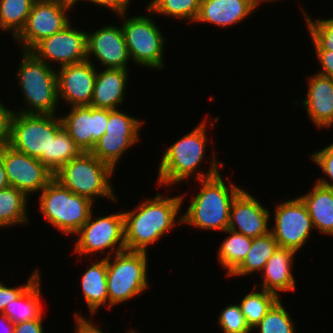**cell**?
Segmentation results:
<instances>
[{
	"instance_id": "6da1fadb",
	"label": "cell",
	"mask_w": 333,
	"mask_h": 333,
	"mask_svg": "<svg viewBox=\"0 0 333 333\" xmlns=\"http://www.w3.org/2000/svg\"><path fill=\"white\" fill-rule=\"evenodd\" d=\"M208 117V115L205 116L189 133L182 135L180 139L178 138L174 143L168 145L163 151V155L159 158V166H157L159 169H157L156 183L159 188L165 187L172 190V186L181 185L183 181L207 179L219 174L224 169L225 164L217 159L218 155H216L217 152L213 145V149H211L213 153L211 152L212 156L210 161L208 160L210 162L208 170L200 169V167H204L202 164L207 159L206 152L208 144H210L207 142L209 139L208 129L211 127L212 130L215 123L220 121V118L216 116L213 121L209 122Z\"/></svg>"
},
{
	"instance_id": "7a4b0ae2",
	"label": "cell",
	"mask_w": 333,
	"mask_h": 333,
	"mask_svg": "<svg viewBox=\"0 0 333 333\" xmlns=\"http://www.w3.org/2000/svg\"><path fill=\"white\" fill-rule=\"evenodd\" d=\"M189 191L176 196L157 192L153 197H145L129 211L124 210L126 250L148 253L149 246L157 244L175 227L182 225L181 208Z\"/></svg>"
},
{
	"instance_id": "3957f363",
	"label": "cell",
	"mask_w": 333,
	"mask_h": 333,
	"mask_svg": "<svg viewBox=\"0 0 333 333\" xmlns=\"http://www.w3.org/2000/svg\"><path fill=\"white\" fill-rule=\"evenodd\" d=\"M230 180L226 181L221 172L207 179L195 180L199 189L196 188L195 194L189 196V205L182 206L187 207L182 213V225L217 233L228 229L232 202L244 189Z\"/></svg>"
},
{
	"instance_id": "277c9868",
	"label": "cell",
	"mask_w": 333,
	"mask_h": 333,
	"mask_svg": "<svg viewBox=\"0 0 333 333\" xmlns=\"http://www.w3.org/2000/svg\"><path fill=\"white\" fill-rule=\"evenodd\" d=\"M20 57L22 58L14 77L18 81L24 103L22 108L14 111L23 114H58L61 103L58 98L56 69L38 59L31 51L21 50Z\"/></svg>"
},
{
	"instance_id": "5b68a950",
	"label": "cell",
	"mask_w": 333,
	"mask_h": 333,
	"mask_svg": "<svg viewBox=\"0 0 333 333\" xmlns=\"http://www.w3.org/2000/svg\"><path fill=\"white\" fill-rule=\"evenodd\" d=\"M114 173L115 170L109 164L100 161L91 152H82L61 166L53 178L74 194L87 197L94 203L99 198H107L116 204L119 199L111 182Z\"/></svg>"
},
{
	"instance_id": "8992f818",
	"label": "cell",
	"mask_w": 333,
	"mask_h": 333,
	"mask_svg": "<svg viewBox=\"0 0 333 333\" xmlns=\"http://www.w3.org/2000/svg\"><path fill=\"white\" fill-rule=\"evenodd\" d=\"M38 210L51 227L64 237L74 236L88 221L95 203L74 194L54 178L38 194Z\"/></svg>"
},
{
	"instance_id": "52a82bcc",
	"label": "cell",
	"mask_w": 333,
	"mask_h": 333,
	"mask_svg": "<svg viewBox=\"0 0 333 333\" xmlns=\"http://www.w3.org/2000/svg\"><path fill=\"white\" fill-rule=\"evenodd\" d=\"M145 14L147 15L138 13L128 17L130 14L125 12L117 16L118 19L120 18L118 23L123 22L120 25L130 59L133 61L132 65L160 71L166 67L164 52H166L167 39L162 33L163 30H160L157 25V21L154 20L155 14L147 6H145Z\"/></svg>"
},
{
	"instance_id": "ba28073f",
	"label": "cell",
	"mask_w": 333,
	"mask_h": 333,
	"mask_svg": "<svg viewBox=\"0 0 333 333\" xmlns=\"http://www.w3.org/2000/svg\"><path fill=\"white\" fill-rule=\"evenodd\" d=\"M148 257L147 252L123 250L107 258L109 310L149 290Z\"/></svg>"
},
{
	"instance_id": "9c48e42d",
	"label": "cell",
	"mask_w": 333,
	"mask_h": 333,
	"mask_svg": "<svg viewBox=\"0 0 333 333\" xmlns=\"http://www.w3.org/2000/svg\"><path fill=\"white\" fill-rule=\"evenodd\" d=\"M122 211L121 208V212L102 216H95L94 210L92 211L88 221L74 235L73 252L80 257L78 261H84L81 257L93 258L99 254L101 258H108L126 250Z\"/></svg>"
},
{
	"instance_id": "30bf717a",
	"label": "cell",
	"mask_w": 333,
	"mask_h": 333,
	"mask_svg": "<svg viewBox=\"0 0 333 333\" xmlns=\"http://www.w3.org/2000/svg\"><path fill=\"white\" fill-rule=\"evenodd\" d=\"M63 127L59 114L14 112L10 145L14 150L39 159L50 170L51 140Z\"/></svg>"
},
{
	"instance_id": "8fae6325",
	"label": "cell",
	"mask_w": 333,
	"mask_h": 333,
	"mask_svg": "<svg viewBox=\"0 0 333 333\" xmlns=\"http://www.w3.org/2000/svg\"><path fill=\"white\" fill-rule=\"evenodd\" d=\"M270 211L274 224L270 231L280 248H290L297 253L306 245L313 232V224L307 207L298 196L275 204ZM273 214V215H272Z\"/></svg>"
},
{
	"instance_id": "7c38bea8",
	"label": "cell",
	"mask_w": 333,
	"mask_h": 333,
	"mask_svg": "<svg viewBox=\"0 0 333 333\" xmlns=\"http://www.w3.org/2000/svg\"><path fill=\"white\" fill-rule=\"evenodd\" d=\"M75 4L67 0L34 1L26 24L14 38L19 49L30 51L42 39L63 30L72 21Z\"/></svg>"
},
{
	"instance_id": "4fadbf2b",
	"label": "cell",
	"mask_w": 333,
	"mask_h": 333,
	"mask_svg": "<svg viewBox=\"0 0 333 333\" xmlns=\"http://www.w3.org/2000/svg\"><path fill=\"white\" fill-rule=\"evenodd\" d=\"M30 51L55 69L84 62L87 60L86 31L71 21L60 32L42 39Z\"/></svg>"
},
{
	"instance_id": "5bb4252c",
	"label": "cell",
	"mask_w": 333,
	"mask_h": 333,
	"mask_svg": "<svg viewBox=\"0 0 333 333\" xmlns=\"http://www.w3.org/2000/svg\"><path fill=\"white\" fill-rule=\"evenodd\" d=\"M10 186L23 191L28 197L40 193L53 179L51 172L39 159L6 146L0 150Z\"/></svg>"
},
{
	"instance_id": "9a60e30c",
	"label": "cell",
	"mask_w": 333,
	"mask_h": 333,
	"mask_svg": "<svg viewBox=\"0 0 333 333\" xmlns=\"http://www.w3.org/2000/svg\"><path fill=\"white\" fill-rule=\"evenodd\" d=\"M93 30L86 32L87 60L96 67L98 64L94 61H97L100 68L130 69L131 59L122 27L103 24Z\"/></svg>"
},
{
	"instance_id": "2e32d148",
	"label": "cell",
	"mask_w": 333,
	"mask_h": 333,
	"mask_svg": "<svg viewBox=\"0 0 333 333\" xmlns=\"http://www.w3.org/2000/svg\"><path fill=\"white\" fill-rule=\"evenodd\" d=\"M68 108L66 115L60 113L63 128L82 152H91L96 142L106 132L108 109L91 106Z\"/></svg>"
},
{
	"instance_id": "e0dca14e",
	"label": "cell",
	"mask_w": 333,
	"mask_h": 333,
	"mask_svg": "<svg viewBox=\"0 0 333 333\" xmlns=\"http://www.w3.org/2000/svg\"><path fill=\"white\" fill-rule=\"evenodd\" d=\"M59 102L69 107L90 106L97 67L86 60L56 68Z\"/></svg>"
},
{
	"instance_id": "ac0fdd59",
	"label": "cell",
	"mask_w": 333,
	"mask_h": 333,
	"mask_svg": "<svg viewBox=\"0 0 333 333\" xmlns=\"http://www.w3.org/2000/svg\"><path fill=\"white\" fill-rule=\"evenodd\" d=\"M253 196L243 189L235 197L230 208L228 229L256 238L270 232L271 214L268 207Z\"/></svg>"
},
{
	"instance_id": "d6986e66",
	"label": "cell",
	"mask_w": 333,
	"mask_h": 333,
	"mask_svg": "<svg viewBox=\"0 0 333 333\" xmlns=\"http://www.w3.org/2000/svg\"><path fill=\"white\" fill-rule=\"evenodd\" d=\"M307 76V91L303 101L294 100L296 107L305 109L306 118L317 129H329L333 127V79L330 77L312 73ZM300 105V106H299Z\"/></svg>"
},
{
	"instance_id": "ffe728a7",
	"label": "cell",
	"mask_w": 333,
	"mask_h": 333,
	"mask_svg": "<svg viewBox=\"0 0 333 333\" xmlns=\"http://www.w3.org/2000/svg\"><path fill=\"white\" fill-rule=\"evenodd\" d=\"M258 8L250 0H201L194 23L225 29L251 17Z\"/></svg>"
},
{
	"instance_id": "44dd1931",
	"label": "cell",
	"mask_w": 333,
	"mask_h": 333,
	"mask_svg": "<svg viewBox=\"0 0 333 333\" xmlns=\"http://www.w3.org/2000/svg\"><path fill=\"white\" fill-rule=\"evenodd\" d=\"M297 252L290 248H278L268 259L261 274V283L254 286L276 294L295 292L297 282L292 273Z\"/></svg>"
},
{
	"instance_id": "7402d4cb",
	"label": "cell",
	"mask_w": 333,
	"mask_h": 333,
	"mask_svg": "<svg viewBox=\"0 0 333 333\" xmlns=\"http://www.w3.org/2000/svg\"><path fill=\"white\" fill-rule=\"evenodd\" d=\"M129 73V69L102 68L101 70L97 67L90 106L110 110L120 109L119 106L126 101L124 98L127 95Z\"/></svg>"
},
{
	"instance_id": "603a6c76",
	"label": "cell",
	"mask_w": 333,
	"mask_h": 333,
	"mask_svg": "<svg viewBox=\"0 0 333 333\" xmlns=\"http://www.w3.org/2000/svg\"><path fill=\"white\" fill-rule=\"evenodd\" d=\"M97 259L92 260L91 265L81 274L80 287L86 310L88 309L90 318L98 313V310L105 306L109 309V297L107 289V258L95 256ZM100 259V260H99Z\"/></svg>"
},
{
	"instance_id": "cb8c5ba5",
	"label": "cell",
	"mask_w": 333,
	"mask_h": 333,
	"mask_svg": "<svg viewBox=\"0 0 333 333\" xmlns=\"http://www.w3.org/2000/svg\"><path fill=\"white\" fill-rule=\"evenodd\" d=\"M299 197L307 207L315 232L333 237V188L314 181L309 191Z\"/></svg>"
},
{
	"instance_id": "d4e9b609",
	"label": "cell",
	"mask_w": 333,
	"mask_h": 333,
	"mask_svg": "<svg viewBox=\"0 0 333 333\" xmlns=\"http://www.w3.org/2000/svg\"><path fill=\"white\" fill-rule=\"evenodd\" d=\"M39 276L17 299L5 306L3 314L15 325L38 319L43 313L42 281Z\"/></svg>"
},
{
	"instance_id": "484cf974",
	"label": "cell",
	"mask_w": 333,
	"mask_h": 333,
	"mask_svg": "<svg viewBox=\"0 0 333 333\" xmlns=\"http://www.w3.org/2000/svg\"><path fill=\"white\" fill-rule=\"evenodd\" d=\"M29 200L23 191L12 186L0 190V230L29 223Z\"/></svg>"
},
{
	"instance_id": "4316f807",
	"label": "cell",
	"mask_w": 333,
	"mask_h": 333,
	"mask_svg": "<svg viewBox=\"0 0 333 333\" xmlns=\"http://www.w3.org/2000/svg\"><path fill=\"white\" fill-rule=\"evenodd\" d=\"M279 248L278 242L273 237L271 231L253 238L250 250L245 260L228 276L229 278H242L252 274H260L268 259Z\"/></svg>"
},
{
	"instance_id": "83f0119b",
	"label": "cell",
	"mask_w": 333,
	"mask_h": 333,
	"mask_svg": "<svg viewBox=\"0 0 333 333\" xmlns=\"http://www.w3.org/2000/svg\"><path fill=\"white\" fill-rule=\"evenodd\" d=\"M228 235L222 240L217 253L218 263L226 272L228 277L246 258L250 250L253 238L242 235L241 233L226 229Z\"/></svg>"
},
{
	"instance_id": "f1b7e54d",
	"label": "cell",
	"mask_w": 333,
	"mask_h": 333,
	"mask_svg": "<svg viewBox=\"0 0 333 333\" xmlns=\"http://www.w3.org/2000/svg\"><path fill=\"white\" fill-rule=\"evenodd\" d=\"M238 302L247 325L251 330L265 317L273 305L280 299L276 294L254 286Z\"/></svg>"
},
{
	"instance_id": "f546056e",
	"label": "cell",
	"mask_w": 333,
	"mask_h": 333,
	"mask_svg": "<svg viewBox=\"0 0 333 333\" xmlns=\"http://www.w3.org/2000/svg\"><path fill=\"white\" fill-rule=\"evenodd\" d=\"M34 0H0V31L13 40L24 28Z\"/></svg>"
},
{
	"instance_id": "4dcf8cb0",
	"label": "cell",
	"mask_w": 333,
	"mask_h": 333,
	"mask_svg": "<svg viewBox=\"0 0 333 333\" xmlns=\"http://www.w3.org/2000/svg\"><path fill=\"white\" fill-rule=\"evenodd\" d=\"M201 0H150L147 7L157 17L179 19L181 22L193 23L197 18ZM183 20V21H182Z\"/></svg>"
},
{
	"instance_id": "1f68e13d",
	"label": "cell",
	"mask_w": 333,
	"mask_h": 333,
	"mask_svg": "<svg viewBox=\"0 0 333 333\" xmlns=\"http://www.w3.org/2000/svg\"><path fill=\"white\" fill-rule=\"evenodd\" d=\"M141 141L140 138H115L106 137V134L96 142L91 153L100 161L109 164L115 171L121 158L124 159L125 153L134 148Z\"/></svg>"
},
{
	"instance_id": "d6a6232c",
	"label": "cell",
	"mask_w": 333,
	"mask_h": 333,
	"mask_svg": "<svg viewBox=\"0 0 333 333\" xmlns=\"http://www.w3.org/2000/svg\"><path fill=\"white\" fill-rule=\"evenodd\" d=\"M287 309L282 299H279L253 328L252 333H296V322L291 317L290 310Z\"/></svg>"
},
{
	"instance_id": "836d02e7",
	"label": "cell",
	"mask_w": 333,
	"mask_h": 333,
	"mask_svg": "<svg viewBox=\"0 0 333 333\" xmlns=\"http://www.w3.org/2000/svg\"><path fill=\"white\" fill-rule=\"evenodd\" d=\"M134 117L120 109H108V123L106 137L115 138H141V131L145 121Z\"/></svg>"
},
{
	"instance_id": "e575fe53",
	"label": "cell",
	"mask_w": 333,
	"mask_h": 333,
	"mask_svg": "<svg viewBox=\"0 0 333 333\" xmlns=\"http://www.w3.org/2000/svg\"><path fill=\"white\" fill-rule=\"evenodd\" d=\"M81 153V149L62 127L51 140L50 171L55 173L61 166L78 157Z\"/></svg>"
},
{
	"instance_id": "d590c367",
	"label": "cell",
	"mask_w": 333,
	"mask_h": 333,
	"mask_svg": "<svg viewBox=\"0 0 333 333\" xmlns=\"http://www.w3.org/2000/svg\"><path fill=\"white\" fill-rule=\"evenodd\" d=\"M300 5L304 21L309 33L323 49L333 51V17L315 19L309 16L303 6Z\"/></svg>"
},
{
	"instance_id": "8d00e7d4",
	"label": "cell",
	"mask_w": 333,
	"mask_h": 333,
	"mask_svg": "<svg viewBox=\"0 0 333 333\" xmlns=\"http://www.w3.org/2000/svg\"><path fill=\"white\" fill-rule=\"evenodd\" d=\"M217 317L218 327L223 333H252L238 303L227 305Z\"/></svg>"
},
{
	"instance_id": "74e56055",
	"label": "cell",
	"mask_w": 333,
	"mask_h": 333,
	"mask_svg": "<svg viewBox=\"0 0 333 333\" xmlns=\"http://www.w3.org/2000/svg\"><path fill=\"white\" fill-rule=\"evenodd\" d=\"M308 158L312 160V163L314 162L313 164L319 167V169L321 168V173L325 176L317 178L315 182L322 186L333 188V142L308 155Z\"/></svg>"
},
{
	"instance_id": "f35d334b",
	"label": "cell",
	"mask_w": 333,
	"mask_h": 333,
	"mask_svg": "<svg viewBox=\"0 0 333 333\" xmlns=\"http://www.w3.org/2000/svg\"><path fill=\"white\" fill-rule=\"evenodd\" d=\"M40 268L35 269L28 276L27 283L21 286L17 285L15 287H9L5 285L3 281L0 280V313L4 312L5 306L11 304L12 301L17 299L40 275Z\"/></svg>"
},
{
	"instance_id": "ab89813d",
	"label": "cell",
	"mask_w": 333,
	"mask_h": 333,
	"mask_svg": "<svg viewBox=\"0 0 333 333\" xmlns=\"http://www.w3.org/2000/svg\"><path fill=\"white\" fill-rule=\"evenodd\" d=\"M13 109L0 101V150L10 145L11 121L15 112Z\"/></svg>"
},
{
	"instance_id": "60d3db41",
	"label": "cell",
	"mask_w": 333,
	"mask_h": 333,
	"mask_svg": "<svg viewBox=\"0 0 333 333\" xmlns=\"http://www.w3.org/2000/svg\"><path fill=\"white\" fill-rule=\"evenodd\" d=\"M310 40L313 43L314 48L312 49L316 53V59L321 67L316 73L333 79V51L323 49L312 37Z\"/></svg>"
},
{
	"instance_id": "b9f144b4",
	"label": "cell",
	"mask_w": 333,
	"mask_h": 333,
	"mask_svg": "<svg viewBox=\"0 0 333 333\" xmlns=\"http://www.w3.org/2000/svg\"><path fill=\"white\" fill-rule=\"evenodd\" d=\"M84 1L86 3H91L93 5H98L95 7H104V9H108L110 10L109 12L112 11V13H114V16H118L119 14H123L125 12H129L130 10V5L132 4V0H78L75 3V6H77V4H81L80 2ZM79 2V3H78Z\"/></svg>"
},
{
	"instance_id": "7bdbcfd3",
	"label": "cell",
	"mask_w": 333,
	"mask_h": 333,
	"mask_svg": "<svg viewBox=\"0 0 333 333\" xmlns=\"http://www.w3.org/2000/svg\"><path fill=\"white\" fill-rule=\"evenodd\" d=\"M73 317L75 322V333H109V331H102V329L99 328V325L94 323L93 320L95 319V317L93 316L91 319H89L88 317H85L83 313L81 314L80 312H75Z\"/></svg>"
},
{
	"instance_id": "ee69618b",
	"label": "cell",
	"mask_w": 333,
	"mask_h": 333,
	"mask_svg": "<svg viewBox=\"0 0 333 333\" xmlns=\"http://www.w3.org/2000/svg\"><path fill=\"white\" fill-rule=\"evenodd\" d=\"M43 313L38 319L17 323L14 325V333H45L46 328L43 324Z\"/></svg>"
},
{
	"instance_id": "f6af8a7d",
	"label": "cell",
	"mask_w": 333,
	"mask_h": 333,
	"mask_svg": "<svg viewBox=\"0 0 333 333\" xmlns=\"http://www.w3.org/2000/svg\"><path fill=\"white\" fill-rule=\"evenodd\" d=\"M0 333H14V324L3 313H0Z\"/></svg>"
},
{
	"instance_id": "bcb514c9",
	"label": "cell",
	"mask_w": 333,
	"mask_h": 333,
	"mask_svg": "<svg viewBox=\"0 0 333 333\" xmlns=\"http://www.w3.org/2000/svg\"><path fill=\"white\" fill-rule=\"evenodd\" d=\"M9 183L7 180L6 172L4 169L3 161L0 157V190L9 187Z\"/></svg>"
},
{
	"instance_id": "7dc6e473",
	"label": "cell",
	"mask_w": 333,
	"mask_h": 333,
	"mask_svg": "<svg viewBox=\"0 0 333 333\" xmlns=\"http://www.w3.org/2000/svg\"><path fill=\"white\" fill-rule=\"evenodd\" d=\"M258 9L260 5H264V3H274V2H279L280 0H250ZM282 1V0H281Z\"/></svg>"
},
{
	"instance_id": "c3c4849f",
	"label": "cell",
	"mask_w": 333,
	"mask_h": 333,
	"mask_svg": "<svg viewBox=\"0 0 333 333\" xmlns=\"http://www.w3.org/2000/svg\"><path fill=\"white\" fill-rule=\"evenodd\" d=\"M127 332L128 333H138V330H136V329H132V327L129 329V330H127Z\"/></svg>"
},
{
	"instance_id": "681fc988",
	"label": "cell",
	"mask_w": 333,
	"mask_h": 333,
	"mask_svg": "<svg viewBox=\"0 0 333 333\" xmlns=\"http://www.w3.org/2000/svg\"><path fill=\"white\" fill-rule=\"evenodd\" d=\"M69 2H72L73 4H75L78 0H67Z\"/></svg>"
},
{
	"instance_id": "f907efd6",
	"label": "cell",
	"mask_w": 333,
	"mask_h": 333,
	"mask_svg": "<svg viewBox=\"0 0 333 333\" xmlns=\"http://www.w3.org/2000/svg\"><path fill=\"white\" fill-rule=\"evenodd\" d=\"M34 1H53V0H34Z\"/></svg>"
}]
</instances>
